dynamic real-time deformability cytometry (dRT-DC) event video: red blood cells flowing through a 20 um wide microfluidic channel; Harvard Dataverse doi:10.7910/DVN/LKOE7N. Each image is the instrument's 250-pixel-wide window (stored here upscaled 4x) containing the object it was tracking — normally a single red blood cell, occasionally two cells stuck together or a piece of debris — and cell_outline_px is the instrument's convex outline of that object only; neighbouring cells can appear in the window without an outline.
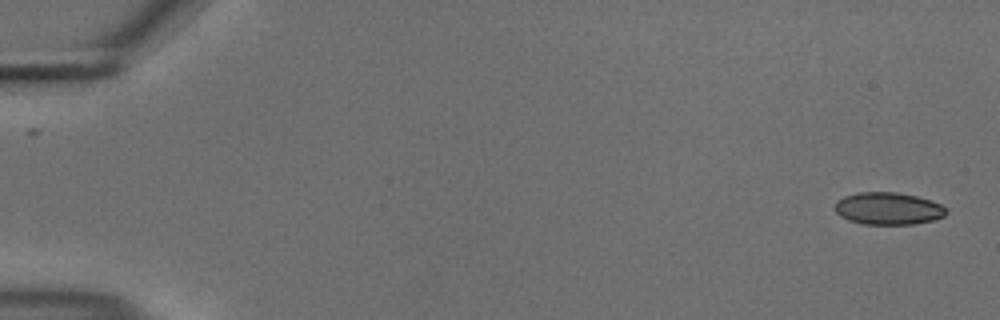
{"species": "common noctule bat (a hibernating species)", "species_latin": "Nyctalus noctula", "temperature_condition": "cold", "stored_images_in_passage": 44, "camera_frame_rate_fps": 3000, "um_per_image_px": 0.085, "animal": {"sex": "male", "body_mass_g": 18.8}, "frame": {"image": 1, "passage_image": 1, "time_ms": 0.0, "image_size_px": [1000, 320], "cell_outline_px": [[948, 212], [944, 216], [932, 220], [912, 224], [864, 224], [848, 220], [840, 216], [836, 212], [836, 200], [844, 196], [860, 192], [896, 192], [916, 196], [940, 204]], "centroid_in_image_um": [75.47, 17.72], "position_along_channel_um": 9.5, "area_um2": 20.75}}
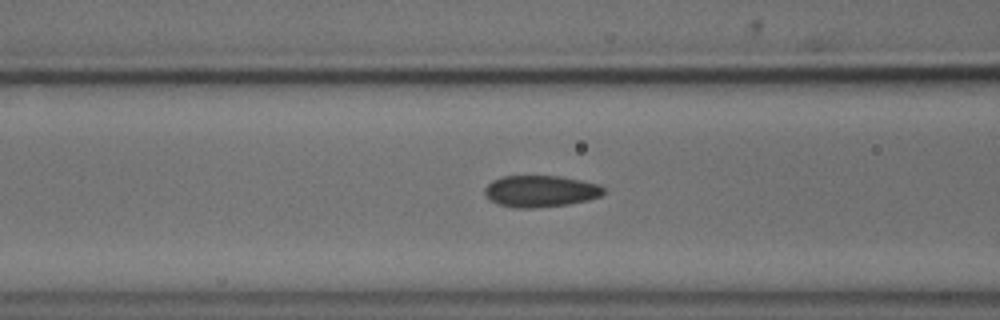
{"frame": {"image": 2, "passage_image": 22, "time_ms": 7.0, "image_size_px": [1000, 320], "cell_outline_px": [[604, 192], [600, 196], [588, 200], [568, 204], [536, 208], [516, 208], [496, 204], [488, 200], [484, 192], [484, 188], [492, 180], [504, 176], [560, 176], [600, 184], [604, 188]], "centroid_in_image_um": [45.91, 16.26], "position_along_channel_um": 120.7, "area_um2": 22.08}}
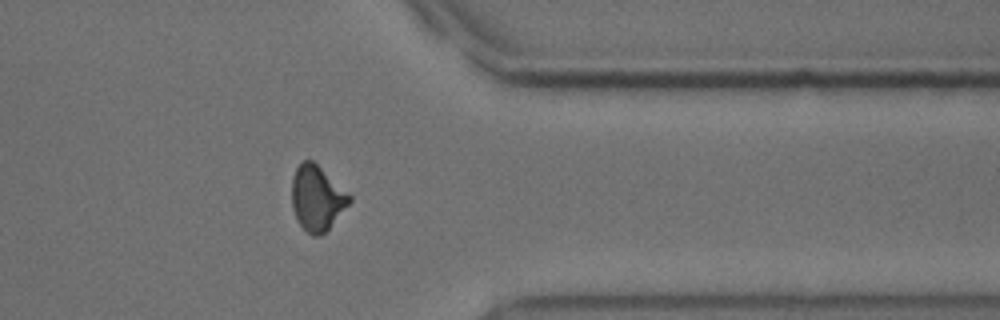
{"frame": {"image": 3, "passage_image": 44, "time_ms": 14.333, "image_size_px": [1000, 320], "cell_outline_px": [[352, 200], [328, 228], [320, 236], [312, 236], [296, 220], [292, 208], [292, 180], [296, 168], [304, 160], [312, 160], [352, 196]], "centroid_in_image_um": [26.93, 16.84], "position_along_channel_um": 384.5, "area_um2": 21.5}, "authors_computed_cell_mechanics": {"area_um2": 21.9351, "velocity_mm_per_s": 3.7052, "shape_relaxation_time_tau1_ms": 3.9352, "shape_relaxation_time_tau2_ms": 1.5326, "deformation_change_tau1": 0.1136, "deformation_change_tau2": 0.063}}